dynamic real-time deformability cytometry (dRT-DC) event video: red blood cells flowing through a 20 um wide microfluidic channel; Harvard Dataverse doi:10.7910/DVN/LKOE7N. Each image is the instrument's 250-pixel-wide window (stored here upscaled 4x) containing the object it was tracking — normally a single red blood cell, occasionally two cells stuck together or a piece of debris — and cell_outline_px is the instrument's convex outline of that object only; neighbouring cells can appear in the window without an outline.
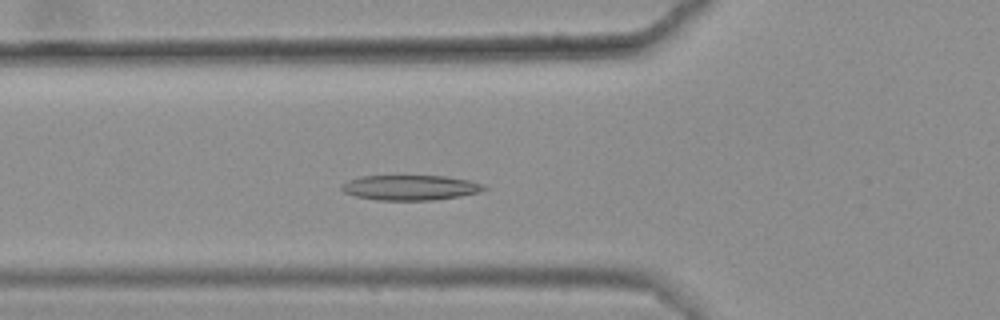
{"species": "common noctule bat (a hibernating species)", "species_latin": "Nyctalus noctula", "temperature_condition": "warm", "stored_images_in_passage": 42, "camera_frame_rate_fps": 3000, "um_per_image_px": 0.085, "animal": {"sex": "female", "body_mass_g": 25.1}, "frame": {"image": 1, "passage_image": 15, "time_ms": 4.667, "image_size_px": [1000, 320], "cell_outline_px": [[488, 188], [480, 192], [460, 196], [432, 200], [376, 200], [356, 196], [344, 192], [340, 188], [340, 184], [348, 180], [360, 176], [444, 176], [468, 180], [480, 184]], "centroid_in_image_um": [34.83, 15.95], "position_along_channel_um": 91.0, "area_um2": 20.75}}
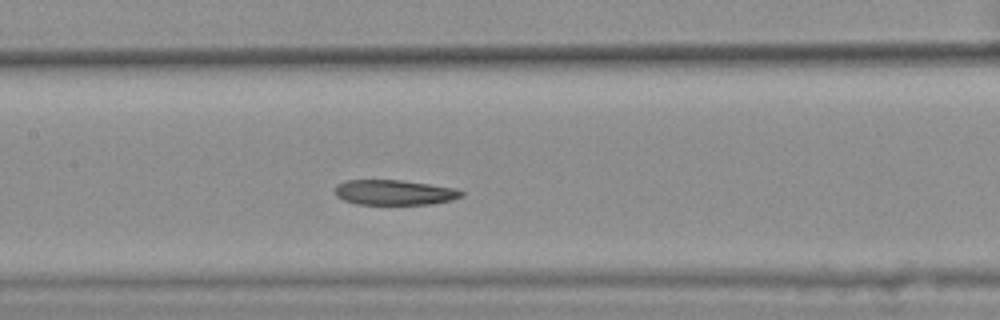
{"frame": {"image": 2, "passage_image": 22, "time_ms": 7.0, "image_size_px": [1000, 320], "cell_outline_px": [[464, 196], [452, 200], [432, 204], [356, 204], [344, 200], [336, 196], [336, 184], [344, 180], [400, 180], [456, 188], [464, 192]], "centroid_in_image_um": [33.53, 16.36], "position_along_channel_um": 173.9, "area_um2": 18.55}}
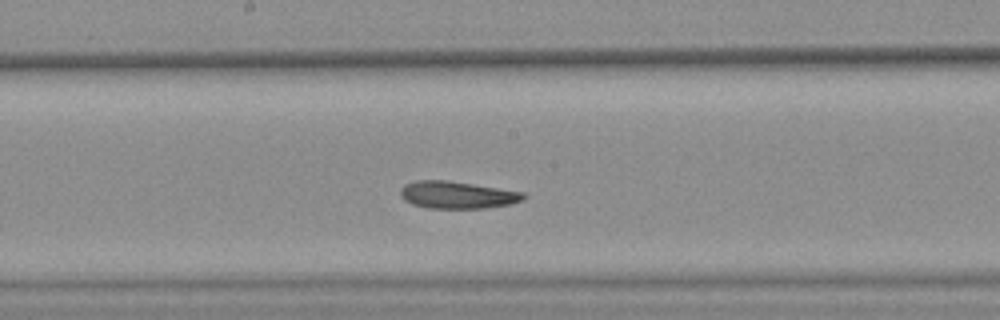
{"frame": {"image": 3, "passage_image": 25, "time_ms": 8.0, "image_size_px": [1000, 320], "cell_outline_px": [[528, 196], [524, 200], [508, 204], [484, 208], [428, 208], [412, 204], [404, 200], [400, 196], [400, 188], [404, 184], [416, 180], [444, 180], [472, 184], [524, 192]], "centroid_in_image_um": [38.84, 16.57], "position_along_channel_um": 209.4, "area_um2": 19.54}, "authors_computed_cell_mechanics": {"area_um2": 20.519, "velocity_mm_per_s": 3.5543, "shape_relaxation_time_tau1_ms": null, "shape_relaxation_time_tau2_ms": 3.748, "deformation_change_tau1": null, "deformation_change_tau2": 0.1082}}